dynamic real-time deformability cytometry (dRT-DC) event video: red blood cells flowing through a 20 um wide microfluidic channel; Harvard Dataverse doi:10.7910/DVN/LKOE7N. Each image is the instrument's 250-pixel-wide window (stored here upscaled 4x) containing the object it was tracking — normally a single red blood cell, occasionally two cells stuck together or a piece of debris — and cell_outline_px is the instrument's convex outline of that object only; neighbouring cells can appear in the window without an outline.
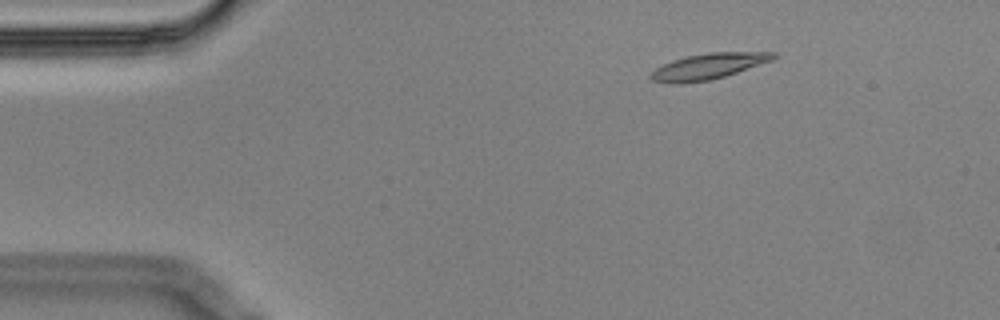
{"species": "Egyptian fruit bat (a non-hibernating species)", "species_latin": "Rousettus aegyptiacus", "temperature_condition": "cold", "stored_images_in_passage": 5, "camera_frame_rate_fps": 3000, "um_per_image_px": 0.085, "animal": {"sex": "male"}, "frame": {"image": 1, "passage_image": 3, "time_ms": 0.667, "image_size_px": [1000, 320], "cell_outline_px": [[776, 56], [772, 60], [712, 80], [684, 84], [672, 84], [652, 80], [648, 76], [656, 68], [672, 60], [688, 56], [708, 52], [776, 52]], "centroid_in_image_um": [60.17, 5.65], "position_along_channel_um": 24.8, "area_um2": 18.38}}